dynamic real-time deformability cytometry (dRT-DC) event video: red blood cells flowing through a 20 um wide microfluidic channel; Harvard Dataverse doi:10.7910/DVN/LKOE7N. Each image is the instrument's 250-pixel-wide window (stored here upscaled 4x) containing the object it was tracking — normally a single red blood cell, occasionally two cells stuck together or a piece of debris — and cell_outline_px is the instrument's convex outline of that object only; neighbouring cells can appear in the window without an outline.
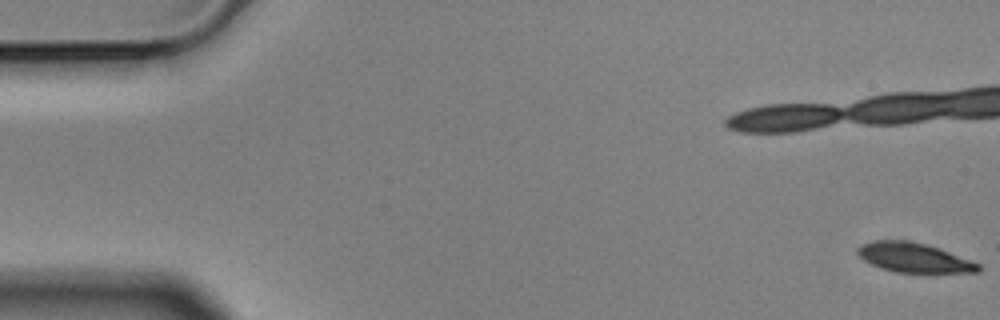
{"species": "Egyptian fruit bat (a non-hibernating species)", "species_latin": "Rousettus aegyptiacus", "temperature_condition": "cold", "stored_images_in_passage": 6, "camera_frame_rate_fps": 3000, "um_per_image_px": 0.085, "animal": {"sex": "male"}, "frame": {"image": 1, "passage_image": 1, "time_ms": 0.0, "image_size_px": [1000, 320], "cell_outline_px": [[980, 272], [896, 272], [880, 268], [864, 260], [856, 252], [856, 248], [860, 244], [876, 240], [908, 240], [940, 248], [980, 264]], "centroid_in_image_um": [77.65, 21.89], "position_along_channel_um": 7.3, "area_um2": 20.63}}
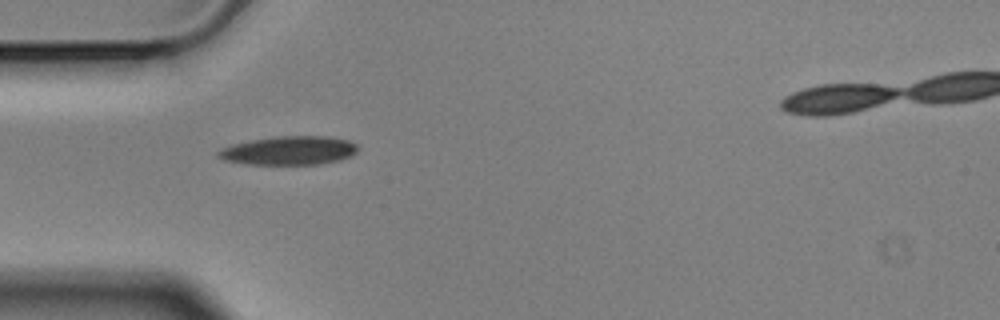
{"frame": {"image": 2, "passage_image": 6, "time_ms": 1.667, "image_size_px": [1000, 320], "cell_outline_px": [[360, 148], [352, 156], [340, 160], [320, 164], [244, 164], [224, 160], [216, 156], [216, 152], [220, 148], [232, 144], [272, 136], [328, 136], [348, 140], [356, 144]], "centroid_in_image_um": [24.56, 12.79], "position_along_channel_um": 60.4, "area_um2": 23.64}}